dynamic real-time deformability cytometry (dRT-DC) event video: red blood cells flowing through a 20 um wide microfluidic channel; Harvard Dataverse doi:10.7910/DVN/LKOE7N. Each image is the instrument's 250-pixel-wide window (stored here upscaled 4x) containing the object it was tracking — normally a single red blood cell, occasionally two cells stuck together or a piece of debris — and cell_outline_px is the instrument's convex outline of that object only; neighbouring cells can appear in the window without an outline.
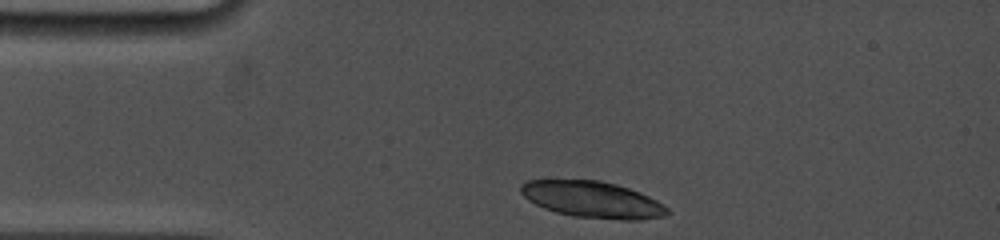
{"species": "common noctule bat (a hibernating species)", "species_latin": "Nyctalus noctula", "temperature_condition": "cold", "stored_images_in_passage": 3, "camera_frame_rate_fps": 5000, "um_per_image_px": 0.085, "animal": {"sex": "female", "body_mass_g": 19.0, "forearm_length_mm": 53.3}, "frame": {"image": 1, "passage_image": 1, "time_ms": 0.0, "image_size_px": [1000, 240], "cell_outline_px": [[668, 212], [664, 216], [640, 220], [620, 220], [572, 216], [556, 212], [544, 208], [528, 200], [520, 192], [520, 184], [528, 180], [600, 180], [616, 184], [640, 192], [664, 204], [668, 208]], "centroid_in_image_um": [50.36, 16.96], "position_along_channel_um": 34.6, "area_um2": 31.15}}